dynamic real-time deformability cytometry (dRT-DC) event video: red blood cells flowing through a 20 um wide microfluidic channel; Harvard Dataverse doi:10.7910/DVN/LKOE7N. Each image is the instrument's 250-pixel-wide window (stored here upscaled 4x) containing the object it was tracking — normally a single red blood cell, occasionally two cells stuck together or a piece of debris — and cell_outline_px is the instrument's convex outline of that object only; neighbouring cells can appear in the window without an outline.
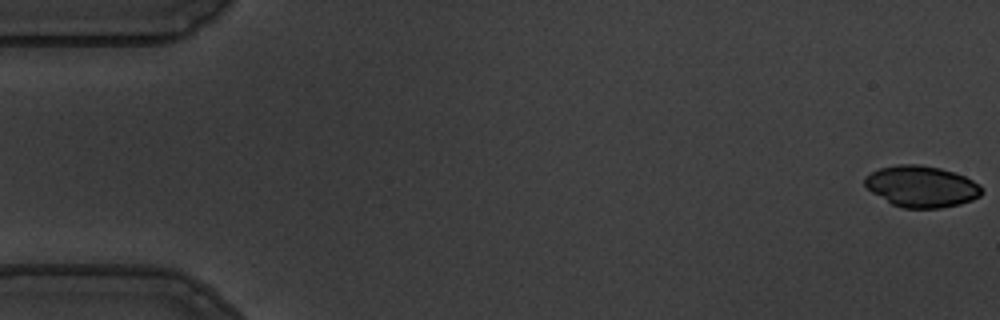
{"species": "common noctule bat (a hibernating species)", "species_latin": "Nyctalus noctula", "temperature_condition": "warm", "stored_images_in_passage": 24, "camera_frame_rate_fps": 3000, "um_per_image_px": 0.085, "animal": {"sex": "male", "body_mass_g": 19.5, "forearm_length_mm": 54.6}, "frame": {"image": 1, "passage_image": 1, "time_ms": 0.0, "image_size_px": [1000, 320], "cell_outline_px": [[984, 192], [980, 196], [972, 200], [960, 204], [940, 208], [904, 208], [892, 204], [872, 192], [864, 184], [864, 176], [880, 168], [900, 164], [920, 164], [940, 168], [964, 176], [980, 184], [984, 188]], "centroid_in_image_um": [78.35, 15.85], "position_along_channel_um": 6.6, "area_um2": 28.21}}